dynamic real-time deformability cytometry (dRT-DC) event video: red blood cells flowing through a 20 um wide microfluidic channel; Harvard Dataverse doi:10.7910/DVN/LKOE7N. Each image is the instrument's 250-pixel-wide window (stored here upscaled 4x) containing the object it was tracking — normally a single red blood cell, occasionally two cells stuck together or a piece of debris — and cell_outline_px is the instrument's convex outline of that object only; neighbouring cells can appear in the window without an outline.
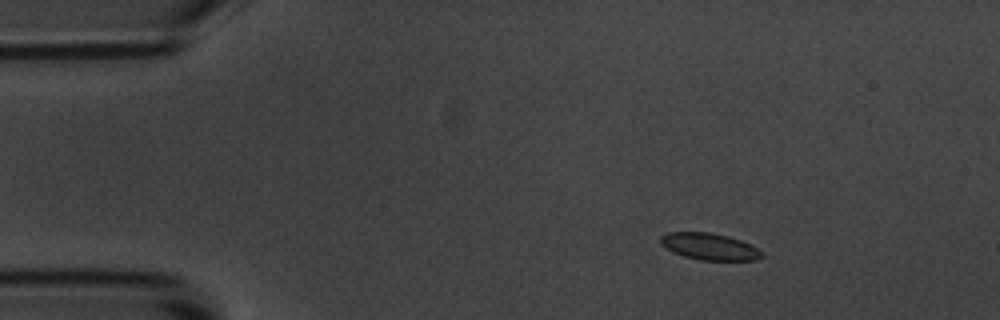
{"species": "common noctule bat (a hibernating species)", "species_latin": "Nyctalus noctula", "temperature_condition": "room temperature", "stored_images_in_passage": 15, "camera_frame_rate_fps": 3000, "um_per_image_px": 0.085, "animal": {"sex": "male", "body_mass_g": 20.1, "forearm_length_mm": 53.5}, "frame": {"image": 1, "passage_image": 3, "time_ms": 2.333, "image_size_px": [1000, 320], "cell_outline_px": [[764, 256], [756, 260], [700, 260], [684, 256], [660, 244], [660, 236], [668, 232], [708, 232], [728, 236], [740, 240], [764, 252]], "centroid_in_image_um": [60.32, 20.95], "position_along_channel_um": 24.7, "area_um2": 15.61}}
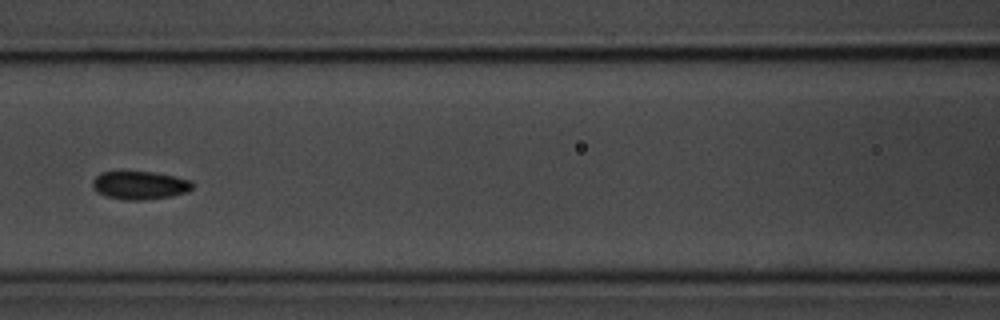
{"frame": {"image": 2, "passage_image": 7, "time_ms": 8.0, "image_size_px": [1000, 320], "cell_outline_px": [[192, 188], [188, 192], [172, 196], [144, 200], [124, 200], [104, 196], [96, 192], [92, 188], [92, 180], [100, 172], [152, 172], [192, 180]], "centroid_in_image_um": [11.85, 15.76], "position_along_channel_um": 154.8, "area_um2": 16.53}}
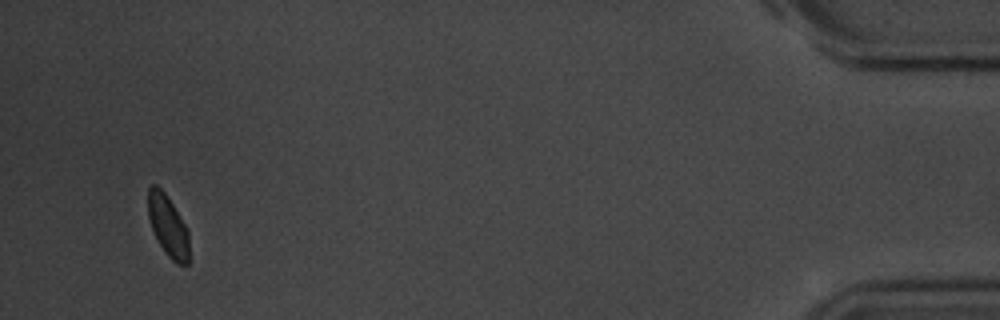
{"frame": {"image": 3, "passage_image": 15, "time_ms": 18.0, "image_size_px": [1000, 320], "cell_outline_px": [[188, 264], [176, 264], [164, 252], [152, 228], [148, 216], [148, 188], [152, 184], [156, 184], [164, 192], [188, 228]], "centroid_in_image_um": [14.27, 19.19], "position_along_channel_um": 420.9, "area_um2": 14.51}, "authors_computed_cell_mechanics": {"area_um2": 15.9528, "velocity_mm_per_s": 3.4583, "shape_relaxation_time_tau1_ms": 2.6434, "shape_relaxation_time_tau2_ms": 1.9072, "deformation_change_tau1": 0.0688, "deformation_change_tau2": 0.0541}}